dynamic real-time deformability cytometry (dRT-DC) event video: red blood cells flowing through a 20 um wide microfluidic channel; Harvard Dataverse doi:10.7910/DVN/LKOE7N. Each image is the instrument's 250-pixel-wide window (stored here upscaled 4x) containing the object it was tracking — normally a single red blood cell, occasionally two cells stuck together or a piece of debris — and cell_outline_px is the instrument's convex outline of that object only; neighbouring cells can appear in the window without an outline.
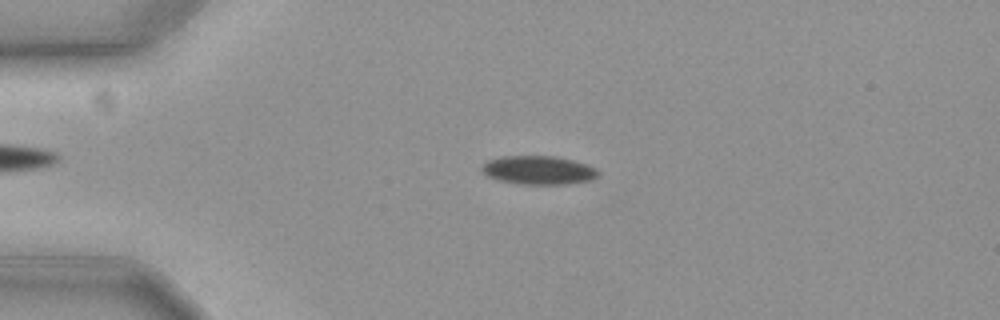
{"species": "common noctule bat (a hibernating species)", "species_latin": "Nyctalus noctula", "temperature_condition": "cold", "stored_images_in_passage": 54, "camera_frame_rate_fps": 3000, "um_per_image_px": 0.085, "animal": {"sex": "female", "body_mass_g": 19.3, "forearm_length_mm": 54.1}, "frame": {"image": 1, "passage_image": 10, "time_ms": 3.0, "image_size_px": [1000, 320], "cell_outline_px": [[600, 172], [592, 180], [568, 184], [520, 184], [500, 180], [488, 176], [480, 168], [488, 160], [500, 156], [552, 156], [572, 160], [596, 168]], "centroid_in_image_um": [45.77, 14.46], "position_along_channel_um": 39.2, "area_um2": 19.25}}
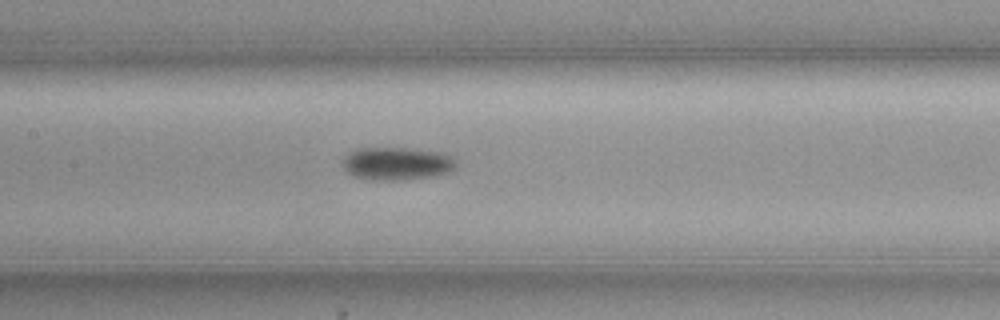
{"frame": {"image": 2, "passage_image": 24, "time_ms": 7.667, "image_size_px": [1000, 320], "cell_outline_px": [[456, 164], [448, 172], [428, 176], [404, 180], [376, 180], [352, 176], [344, 168], [344, 160], [352, 152], [360, 148], [408, 148], [440, 152], [452, 156], [456, 160]], "centroid_in_image_um": [33.75, 13.9], "position_along_channel_um": 173.7, "area_um2": 21.33}}
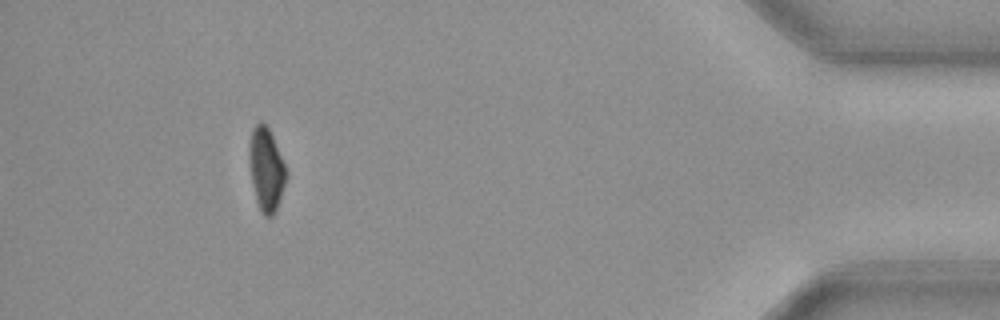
{"frame": {"image": 3, "passage_image": 49, "time_ms": 16.0, "image_size_px": [1000, 320], "cell_outline_px": [[288, 172], [276, 208], [272, 216], [264, 216], [256, 200], [252, 184], [248, 156], [248, 148], [252, 128], [260, 120], [268, 128], [272, 136]], "centroid_in_image_um": [22.6, 14.35], "position_along_channel_um": 412.6, "area_um2": 17.63}, "authors_computed_cell_mechanics": {"area_um2": 19.4208, "velocity_mm_per_s": 3.6297, "shape_relaxation_time_tau1_ms": 3.6799, "shape_relaxation_time_tau2_ms": null, "deformation_change_tau1": 0.0839, "deformation_change_tau2": null}}